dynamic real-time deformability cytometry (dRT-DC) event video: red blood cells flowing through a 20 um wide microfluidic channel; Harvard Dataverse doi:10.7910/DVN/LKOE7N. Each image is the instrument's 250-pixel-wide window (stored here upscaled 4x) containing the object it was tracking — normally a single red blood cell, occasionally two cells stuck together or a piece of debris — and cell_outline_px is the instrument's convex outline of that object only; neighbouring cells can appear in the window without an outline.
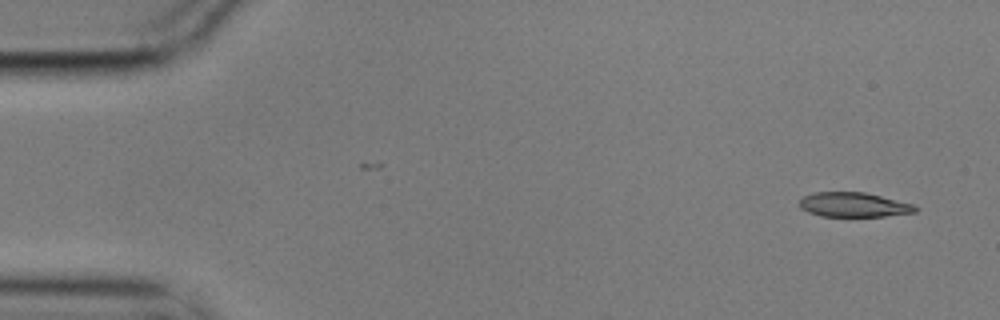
{"species": "common noctule bat (a hibernating species)", "species_latin": "Nyctalus noctula", "temperature_condition": "cold", "stored_images_in_passage": 2, "camera_frame_rate_fps": 3000, "um_per_image_px": 0.085, "animal": {"sex": "male", "body_mass_g": 17.9}, "frame": {"image": 1, "passage_image": 2, "time_ms": 0.333, "image_size_px": [1000, 320], "cell_outline_px": [[920, 208], [916, 212], [884, 216], [820, 216], [808, 212], [800, 208], [800, 200], [804, 196], [816, 192], [864, 192], [912, 204]], "centroid_in_image_um": [72.56, 17.41], "position_along_channel_um": 12.4, "area_um2": 16.42}}